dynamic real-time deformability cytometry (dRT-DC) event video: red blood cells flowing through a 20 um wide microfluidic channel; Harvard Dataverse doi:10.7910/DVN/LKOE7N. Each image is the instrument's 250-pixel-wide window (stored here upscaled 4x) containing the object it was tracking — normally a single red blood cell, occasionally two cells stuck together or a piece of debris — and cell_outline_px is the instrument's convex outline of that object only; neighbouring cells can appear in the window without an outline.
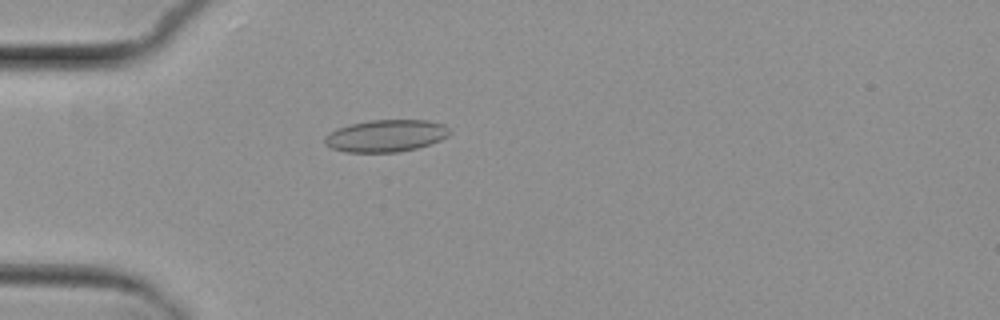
{"species": "common noctule bat (a hibernating species)", "species_latin": "Nyctalus noctula", "temperature_condition": "cold", "stored_images_in_passage": 10, "camera_frame_rate_fps": 3000, "um_per_image_px": 0.085, "animal": {"sex": "female", "body_mass_g": 29.2, "forearm_length_mm": 56.3}, "frame": {"image": 1, "passage_image": 4, "time_ms": 4.667, "image_size_px": [1000, 320], "cell_outline_px": [[452, 132], [448, 136], [440, 140], [416, 148], [396, 152], [344, 152], [332, 148], [324, 144], [324, 136], [328, 132], [336, 128], [368, 120], [428, 120], [444, 124]], "centroid_in_image_um": [32.78, 11.53], "position_along_channel_um": 52.2, "area_um2": 23.47}}
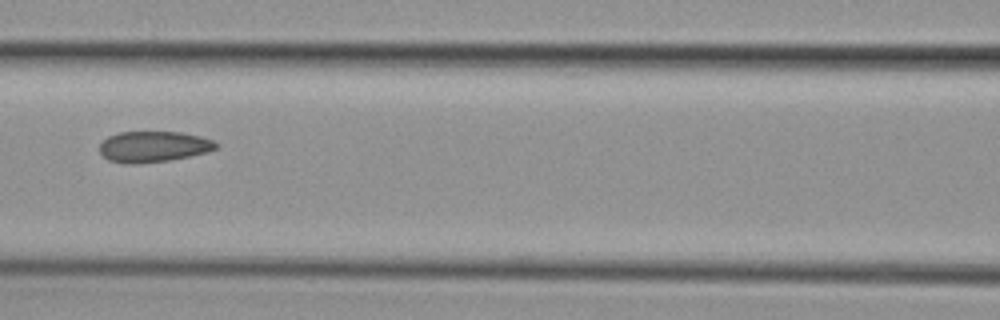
{"frame": {"image": 2, "passage_image": 7, "time_ms": 7.667, "image_size_px": [1000, 320], "cell_outline_px": [[220, 144], [216, 148], [208, 152], [168, 160], [140, 164], [124, 164], [108, 160], [100, 152], [100, 144], [108, 136], [120, 132], [180, 132], [200, 136], [212, 140]], "centroid_in_image_um": [13.04, 12.47], "position_along_channel_um": 153.6, "area_um2": 20.98}}
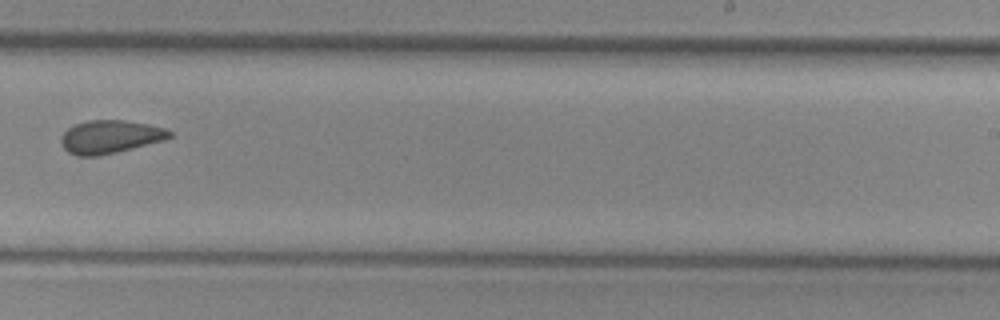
{"frame": {"image": 3, "passage_image": 10, "time_ms": 11.0, "image_size_px": [1000, 320], "cell_outline_px": [[172, 136], [164, 140], [100, 156], [76, 156], [68, 152], [64, 148], [60, 140], [60, 136], [68, 128], [76, 124], [88, 120], [124, 120], [148, 124], [164, 128], [172, 132]], "centroid_in_image_um": [9.34, 11.63], "position_along_channel_um": 279.7, "area_um2": 20.92}}